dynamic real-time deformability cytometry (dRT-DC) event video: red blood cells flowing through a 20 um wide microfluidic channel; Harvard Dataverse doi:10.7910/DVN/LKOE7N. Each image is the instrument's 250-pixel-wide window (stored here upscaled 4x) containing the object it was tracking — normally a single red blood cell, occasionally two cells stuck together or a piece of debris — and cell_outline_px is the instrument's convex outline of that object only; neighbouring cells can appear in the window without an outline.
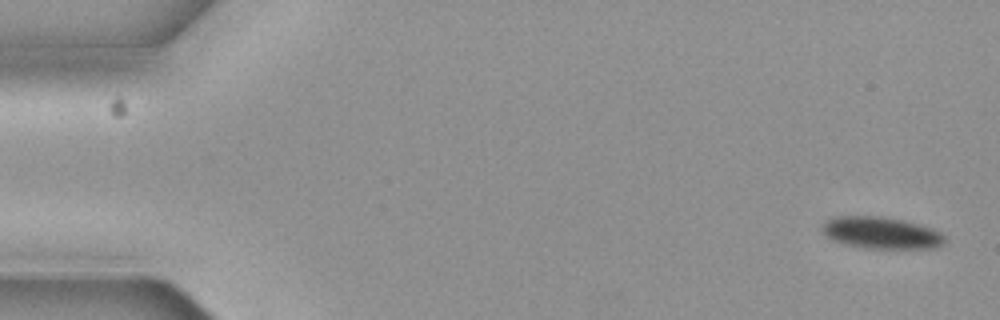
{"species": "common noctule bat (a hibernating species)", "species_latin": "Nyctalus noctula", "temperature_condition": "cold", "stored_images_in_passage": 5, "camera_frame_rate_fps": 3000, "um_per_image_px": 0.085, "animal": {"sex": "female", "body_mass_g": 19.3, "forearm_length_mm": 54.1}, "frame": {"image": 1, "passage_image": 1, "time_ms": 0.0, "image_size_px": [1000, 320], "cell_outline_px": [[944, 244], [936, 248], [864, 248], [832, 240], [824, 232], [824, 224], [828, 220], [836, 216], [884, 216], [904, 220], [920, 224], [932, 228], [940, 232], [944, 236]], "centroid_in_image_um": [74.97, 19.78], "position_along_channel_um": 10.0, "area_um2": 22.54}}
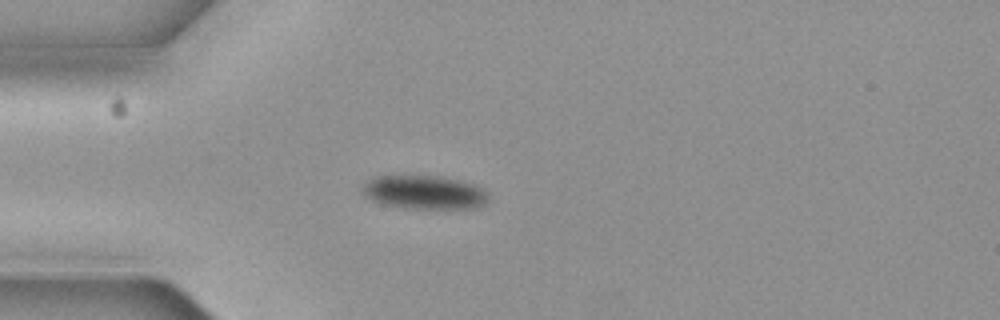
{"frame": {"image": 2, "passage_image": 5, "time_ms": 1.333, "image_size_px": [1000, 320], "cell_outline_px": [[488, 200], [484, 204], [476, 208], [404, 208], [384, 204], [372, 200], [364, 196], [360, 192], [360, 188], [368, 180], [376, 176], [436, 176], [460, 180], [472, 184], [488, 192]], "centroid_in_image_um": [36.03, 16.35], "position_along_channel_um": 49.0, "area_um2": 24.68}}